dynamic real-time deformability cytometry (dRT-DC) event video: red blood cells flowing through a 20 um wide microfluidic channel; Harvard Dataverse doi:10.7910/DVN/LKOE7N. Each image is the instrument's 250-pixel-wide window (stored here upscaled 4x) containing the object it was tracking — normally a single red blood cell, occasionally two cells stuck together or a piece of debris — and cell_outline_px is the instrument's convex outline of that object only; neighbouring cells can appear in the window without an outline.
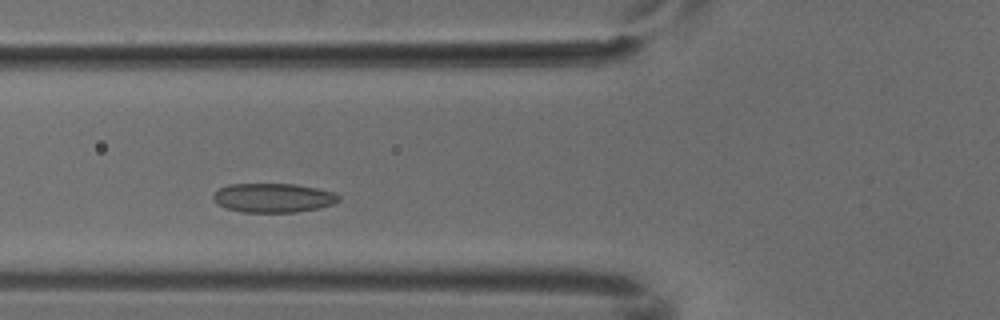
{"species": "common noctule bat (a hibernating species)", "species_latin": "Nyctalus noctula", "temperature_condition": "cold", "stored_images_in_passage": 4, "camera_frame_rate_fps": 3000, "um_per_image_px": 0.085, "animal": {"sex": "male", "body_mass_g": 18.8}, "frame": {"image": 1, "passage_image": 3, "time_ms": 0.667, "image_size_px": [1000, 320], "cell_outline_px": [[340, 200], [332, 204], [316, 208], [296, 212], [244, 212], [224, 208], [212, 196], [220, 188], [228, 184], [296, 184], [336, 192], [340, 196]], "centroid_in_image_um": [23.25, 16.81], "position_along_channel_um": 102.5, "area_um2": 21.15}}
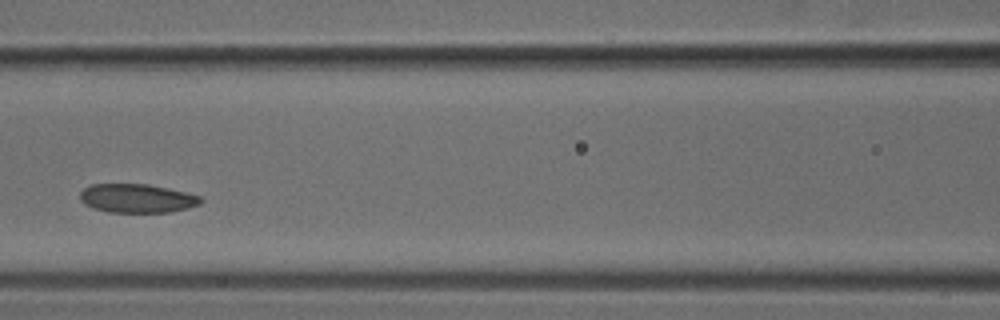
{"frame": {"image": 2, "passage_image": 4, "time_ms": 1.0, "image_size_px": [1000, 320], "cell_outline_px": [[204, 200], [200, 204], [188, 208], [168, 212], [108, 212], [92, 208], [84, 204], [80, 200], [80, 192], [84, 188], [92, 184], [148, 184], [168, 188], [200, 196]], "centroid_in_image_um": [11.63, 16.86], "position_along_channel_um": 155.0, "area_um2": 20.29}}